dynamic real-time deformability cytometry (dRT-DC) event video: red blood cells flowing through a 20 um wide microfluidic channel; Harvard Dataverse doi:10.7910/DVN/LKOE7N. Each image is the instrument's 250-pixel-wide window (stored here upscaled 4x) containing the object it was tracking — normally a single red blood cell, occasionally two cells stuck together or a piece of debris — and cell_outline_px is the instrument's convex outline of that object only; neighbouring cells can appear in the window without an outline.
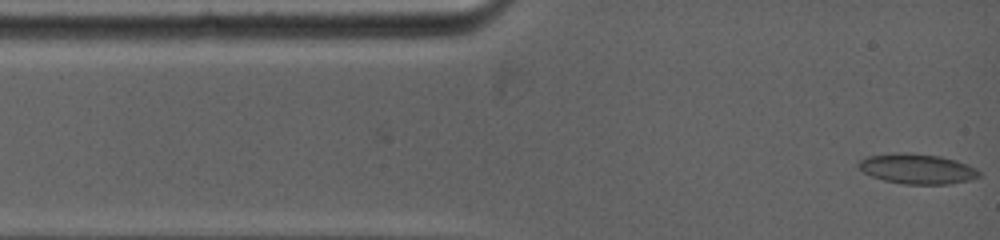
{"species": "common noctule bat (a hibernating species)", "species_latin": "Nyctalus noctula", "temperature_condition": "warm", "stored_images_in_passage": 6, "camera_frame_rate_fps": 5000, "um_per_image_px": 0.085, "animal": {"sex": "female", "body_mass_g": 19.0, "forearm_length_mm": 53.3}, "frame": {"image": 1, "passage_image": 1, "time_ms": 0.0, "image_size_px": [1000, 240], "cell_outline_px": [[980, 176], [968, 180], [948, 184], [904, 184], [884, 180], [872, 176], [864, 172], [856, 164], [860, 160], [868, 156], [892, 152], [912, 152], [940, 156], [956, 160], [968, 164], [976, 168], [980, 172]], "centroid_in_image_um": [77.95, 14.33], "position_along_channel_um": 7.0, "area_um2": 21.27}}
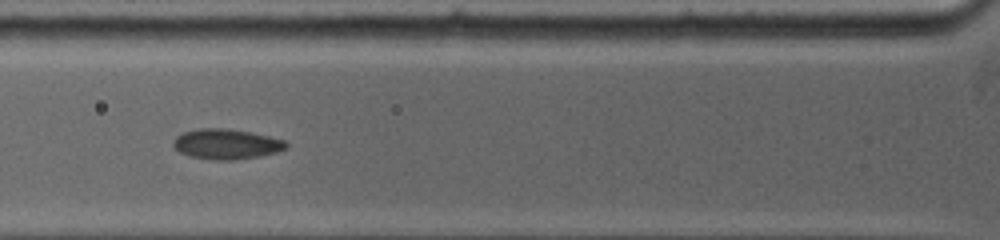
{"frame": {"image": 2, "passage_image": 5, "time_ms": 3.8, "image_size_px": [1000, 240], "cell_outline_px": [[288, 148], [276, 152], [260, 156], [236, 160], [216, 160], [188, 156], [180, 152], [172, 144], [172, 140], [176, 136], [184, 132], [200, 128], [224, 128], [248, 132], [268, 136], [284, 140], [288, 144]], "centroid_in_image_um": [19.23, 12.25], "position_along_channel_um": 106.6, "area_um2": 19.83}}
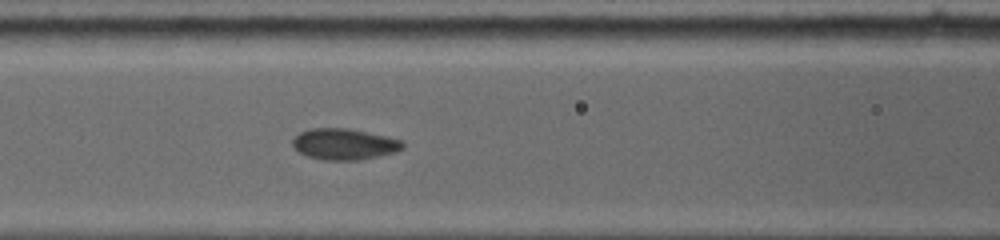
{"frame": {"image": 3, "passage_image": 6, "time_ms": 4.6, "image_size_px": [1000, 240], "cell_outline_px": [[404, 148], [396, 152], [380, 156], [356, 160], [320, 160], [308, 156], [300, 152], [292, 144], [292, 140], [300, 132], [312, 128], [348, 128], [384, 136], [400, 140], [404, 144]], "centroid_in_image_um": [29.26, 12.26], "position_along_channel_um": 137.3, "area_um2": 19.83}}